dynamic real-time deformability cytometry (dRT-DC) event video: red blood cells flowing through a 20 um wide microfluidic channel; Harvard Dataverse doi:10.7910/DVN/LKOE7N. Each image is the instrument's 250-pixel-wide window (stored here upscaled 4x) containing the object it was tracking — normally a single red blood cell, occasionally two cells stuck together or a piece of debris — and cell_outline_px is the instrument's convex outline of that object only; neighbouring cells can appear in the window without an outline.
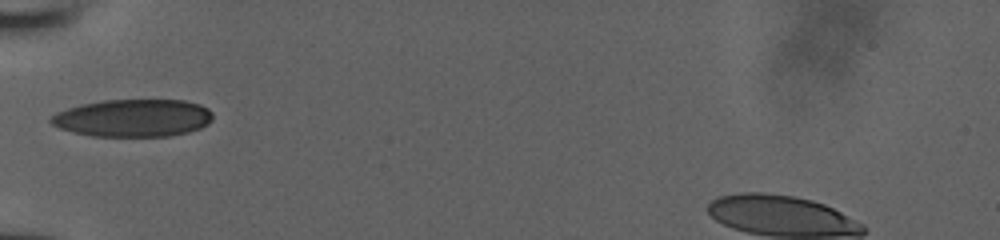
{"species": "human", "species_latin": "Homo sapiens", "temperature_condition": "room temperature", "stored_images_in_passage": 16, "camera_frame_rate_fps": 3000, "um_per_image_px": 0.085, "donor": {"sex": "male"}, "frame": {"image": 1, "passage_image": 1, "time_ms": 0.0, "image_size_px": [1000, 240], "cell_outline_px": [[212, 120], [208, 124], [200, 128], [188, 132], [172, 136], [92, 136], [72, 132], [60, 128], [52, 124], [48, 120], [56, 112], [80, 104], [104, 100], [184, 100], [200, 104], [208, 108], [212, 112]], "centroid_in_image_um": [11.32, 10.03], "position_along_channel_um": 73.7, "area_um2": 35.6}}
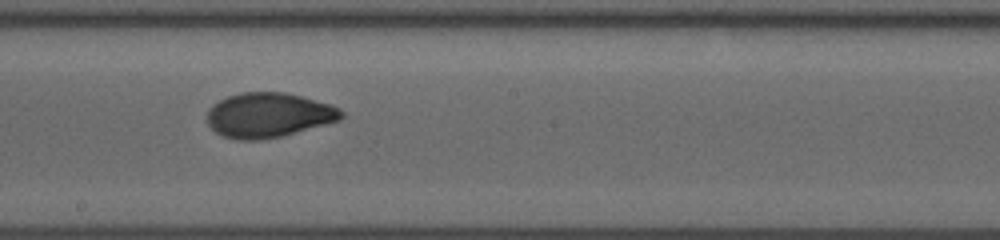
{"frame": {"image": 2, "passage_image": 6, "time_ms": 1.667, "image_size_px": [1000, 240], "cell_outline_px": [[344, 116], [340, 120], [280, 136], [260, 140], [236, 140], [224, 136], [216, 132], [208, 124], [208, 108], [212, 104], [228, 96], [240, 92], [284, 92], [300, 96], [328, 104], [340, 108], [344, 112]], "centroid_in_image_um": [22.81, 9.78], "position_along_channel_um": 225.4, "area_um2": 34.74}}
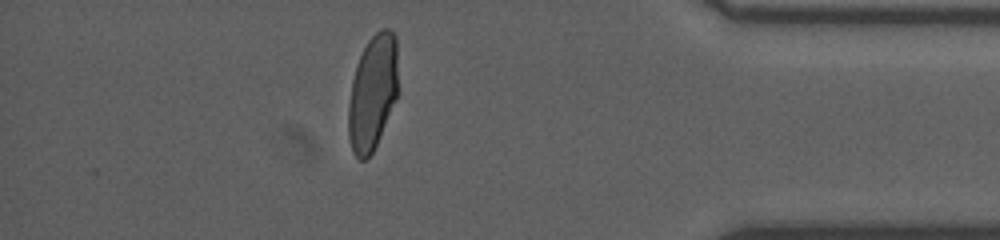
{"frame": {"image": 3, "passage_image": 13, "time_ms": 4.0, "image_size_px": [1000, 240], "cell_outline_px": [[400, 92], [376, 144], [368, 160], [360, 160], [352, 152], [348, 136], [348, 104], [352, 80], [356, 64], [368, 40], [380, 28], [388, 28], [396, 36]], "centroid_in_image_um": [31.7, 7.85], "position_along_channel_um": 403.5, "area_um2": 34.16}}